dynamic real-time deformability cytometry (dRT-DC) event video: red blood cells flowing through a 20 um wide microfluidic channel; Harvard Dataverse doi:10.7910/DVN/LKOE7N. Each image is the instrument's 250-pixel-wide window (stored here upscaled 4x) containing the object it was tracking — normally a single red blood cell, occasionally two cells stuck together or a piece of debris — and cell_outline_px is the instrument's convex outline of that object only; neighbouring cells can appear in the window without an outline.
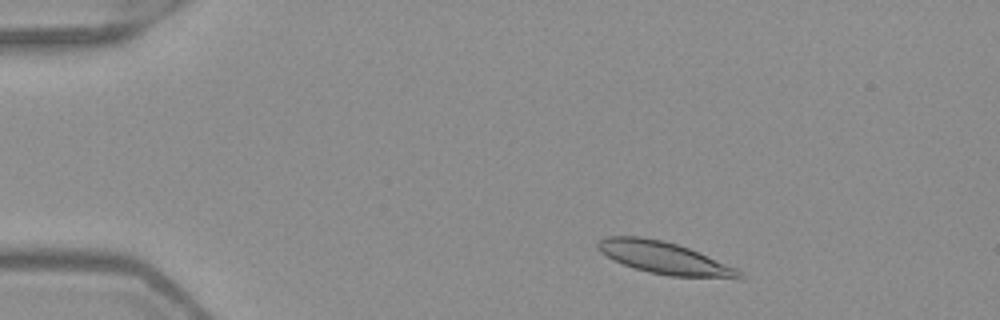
{"species": "Egyptian fruit bat (a non-hibernating species)", "species_latin": "Rousettus aegyptiacus", "temperature_condition": "warm", "stored_images_in_passage": 48, "camera_frame_rate_fps": 3000, "um_per_image_px": 0.085, "frame": {"image": 1, "passage_image": 5, "time_ms": 1.333, "image_size_px": [1000, 320], "cell_outline_px": [[744, 276], [740, 280], [668, 276], [648, 272], [624, 264], [600, 252], [596, 248], [596, 244], [604, 236], [640, 236], [664, 240], [688, 248], [736, 268]], "centroid_in_image_um": [56.51, 21.94], "position_along_channel_um": 28.5, "area_um2": 26.65}}
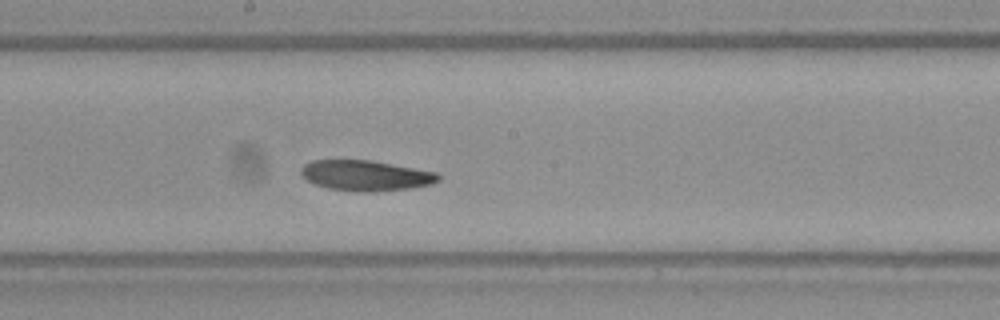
{"frame": {"image": 2, "passage_image": 25, "time_ms": 8.0, "image_size_px": [1000, 320], "cell_outline_px": [[440, 180], [432, 184], [412, 188], [372, 192], [356, 192], [328, 188], [316, 184], [308, 180], [300, 172], [300, 168], [304, 164], [312, 160], [372, 160], [436, 172], [440, 176]], "centroid_in_image_um": [31.1, 14.92], "position_along_channel_um": 217.1, "area_um2": 24.45}}
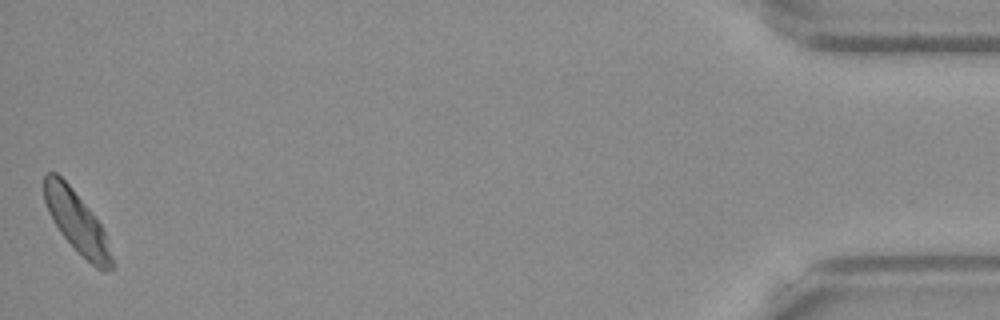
{"frame": {"image": 3, "passage_image": 48, "time_ms": 15.667, "image_size_px": [1000, 320], "cell_outline_px": [[112, 268], [104, 272], [96, 268], [60, 232], [52, 220], [48, 212], [44, 200], [44, 176], [48, 172], [56, 172], [72, 188], [92, 212], [100, 224], [104, 232], [112, 256]], "centroid_in_image_um": [6.5, 18.84], "position_along_channel_um": 428.7, "area_um2": 23.52}}